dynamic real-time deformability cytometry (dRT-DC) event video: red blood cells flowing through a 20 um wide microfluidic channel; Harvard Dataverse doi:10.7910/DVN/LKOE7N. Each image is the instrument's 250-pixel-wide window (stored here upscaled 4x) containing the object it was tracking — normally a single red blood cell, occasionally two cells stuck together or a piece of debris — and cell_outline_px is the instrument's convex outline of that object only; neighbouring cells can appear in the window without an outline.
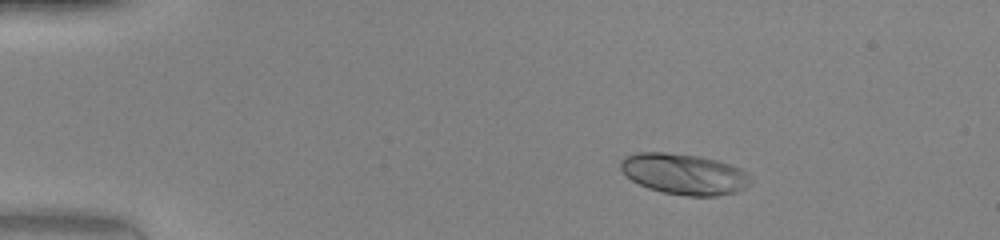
{"species": "human", "species_latin": "Homo sapiens", "temperature_condition": "warm", "stored_images_in_passage": 42, "camera_frame_rate_fps": 3000, "um_per_image_px": 0.085, "donor": {"sex": "female"}, "frame": {"image": 1, "passage_image": 1, "time_ms": 0.0, "image_size_px": [1000, 240], "cell_outline_px": [[752, 180], [744, 188], [736, 192], [716, 196], [688, 196], [664, 192], [648, 188], [632, 180], [620, 168], [620, 160], [624, 156], [636, 152], [664, 152], [700, 156], [716, 160], [740, 168], [748, 172], [752, 176]], "centroid_in_image_um": [58.16, 14.78], "position_along_channel_um": 26.8, "area_um2": 30.98}}
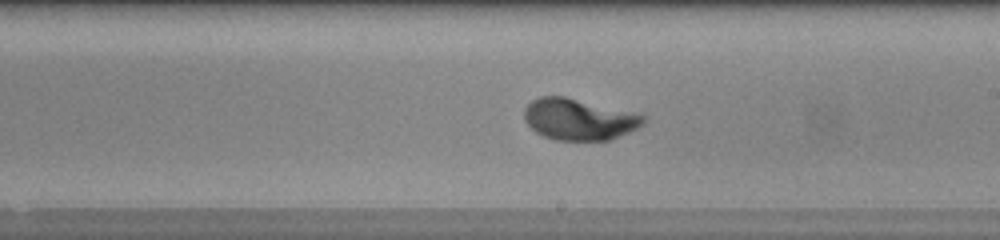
{"frame": {"image": 2, "passage_image": 22, "time_ms": 7.0, "image_size_px": [1000, 240], "cell_outline_px": [[648, 120], [644, 124], [628, 132], [608, 140], [556, 140], [544, 136], [536, 132], [524, 120], [524, 108], [532, 100], [540, 96], [564, 96], [632, 112], [644, 116]], "centroid_in_image_um": [49.19, 10.14], "position_along_channel_um": 239.8, "area_um2": 28.5}}
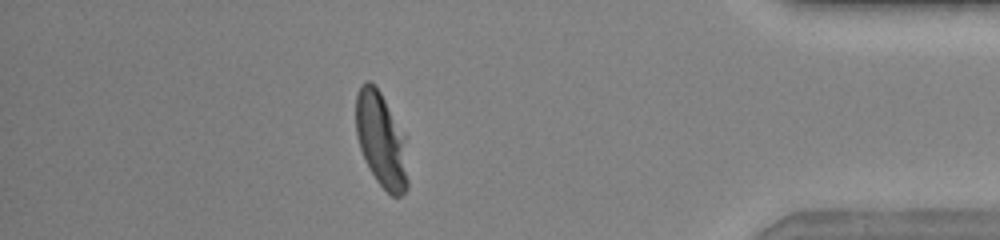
{"frame": {"image": 3, "passage_image": 36, "time_ms": 11.667, "image_size_px": [1000, 240], "cell_outline_px": [[408, 188], [400, 196], [392, 196], [376, 180], [368, 168], [360, 148], [356, 136], [356, 96], [360, 84], [364, 80], [368, 80], [380, 92], [404, 136], [408, 180]], "centroid_in_image_um": [32.38, 11.91], "position_along_channel_um": 402.8, "area_um2": 28.38}, "authors_computed_cell_mechanics": {"area_um2": 28.6977, "velocity_mm_per_s": 4.2391, "shape_relaxation_time_tau1_ms": 2.4421, "shape_relaxation_time_tau2_ms": null, "deformation_change_tau1": 0.2042, "deformation_change_tau2": null}}